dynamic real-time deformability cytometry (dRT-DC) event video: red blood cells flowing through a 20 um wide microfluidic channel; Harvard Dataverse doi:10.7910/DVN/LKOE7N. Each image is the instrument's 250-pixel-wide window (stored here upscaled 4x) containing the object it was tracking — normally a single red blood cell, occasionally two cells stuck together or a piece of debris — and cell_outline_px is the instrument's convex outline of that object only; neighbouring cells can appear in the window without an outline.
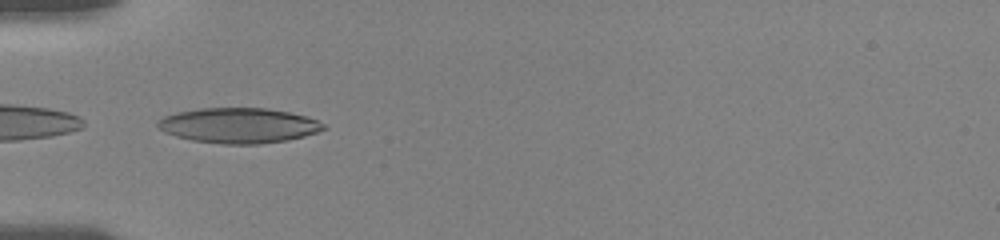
{"species": "human", "species_latin": "Homo sapiens", "temperature_condition": "room temperature", "stored_images_in_passage": 68, "camera_frame_rate_fps": 3000, "um_per_image_px": 0.085, "donor": {"sex": "female"}, "frame": {"image": 1, "passage_image": 1, "time_ms": 0.0, "image_size_px": [1000, 240], "cell_outline_px": [[328, 128], [304, 136], [288, 140], [260, 144], [224, 144], [192, 140], [176, 136], [164, 132], [156, 124], [156, 120], [164, 116], [176, 112], [200, 108], [264, 108], [288, 112], [304, 116], [328, 124]], "centroid_in_image_um": [20.28, 10.66], "position_along_channel_um": 64.7, "area_um2": 34.04}}
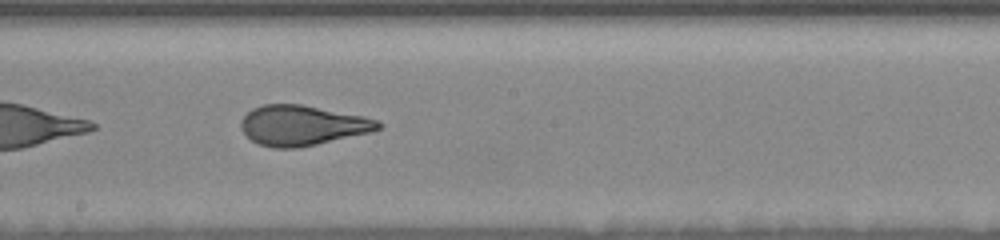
{"frame": {"image": 2, "passage_image": 38, "time_ms": 4.333, "image_size_px": [1000, 240], "cell_outline_px": [[384, 124], [380, 128], [372, 132], [316, 144], [296, 148], [272, 148], [256, 144], [240, 128], [240, 120], [252, 108], [264, 104], [300, 104], [364, 116], [380, 120]], "centroid_in_image_um": [25.7, 10.66], "position_along_channel_um": 222.5, "area_um2": 32.19}}
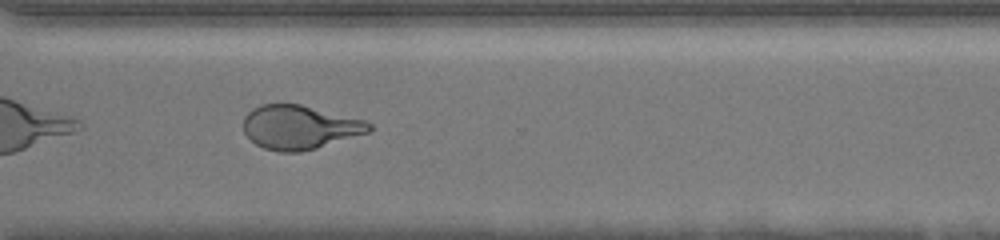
{"frame": {"image": 3, "passage_image": 67, "time_ms": 7.667, "image_size_px": [1000, 240], "cell_outline_px": [[372, 132], [316, 148], [300, 152], [280, 152], [264, 148], [256, 144], [244, 132], [244, 116], [252, 108], [260, 104], [300, 104], [364, 120], [372, 124]], "centroid_in_image_um": [25.48, 10.82], "position_along_channel_um": 345.1, "area_um2": 32.19}}